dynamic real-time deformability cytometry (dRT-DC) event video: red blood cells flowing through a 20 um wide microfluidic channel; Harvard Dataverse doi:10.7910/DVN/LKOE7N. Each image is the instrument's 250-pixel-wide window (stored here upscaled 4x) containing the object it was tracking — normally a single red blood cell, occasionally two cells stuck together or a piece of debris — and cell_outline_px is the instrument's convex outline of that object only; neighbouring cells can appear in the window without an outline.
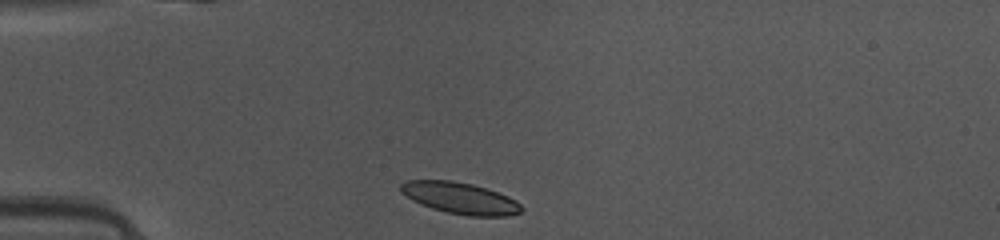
{"species": "common noctule bat (a hibernating species)", "species_latin": "Nyctalus noctula", "temperature_condition": "warm", "stored_images_in_passage": 36, "camera_frame_rate_fps": 3000, "um_per_image_px": 0.085, "animal": {"sex": "female", "body_mass_g": 10.0, "forearm_length_mm": 53.1}, "frame": {"image": 1, "passage_image": 1, "time_ms": 0.0, "image_size_px": [1000, 240], "cell_outline_px": [[524, 208], [520, 212], [508, 216], [468, 216], [448, 212], [432, 208], [412, 200], [400, 192], [400, 184], [404, 180], [452, 180], [472, 184], [508, 196], [516, 200]], "centroid_in_image_um": [39.1, 16.83], "position_along_channel_um": 45.9, "area_um2": 22.08}}
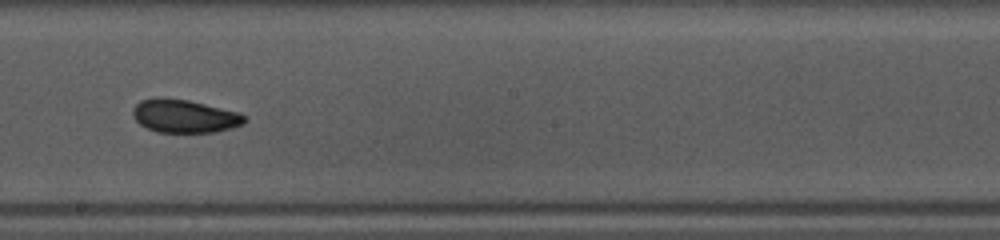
{"frame": {"image": 2, "passage_image": 16, "time_ms": 5.0, "image_size_px": [1000, 240], "cell_outline_px": [[248, 120], [244, 124], [232, 128], [216, 132], [156, 132], [140, 124], [132, 116], [132, 108], [140, 100], [156, 96], [164, 96], [188, 100], [240, 112], [248, 116]], "centroid_in_image_um": [15.69, 9.85], "position_along_channel_um": 232.5, "area_um2": 22.14}}
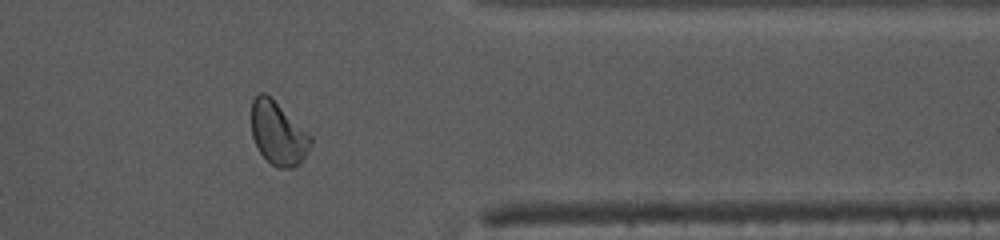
{"frame": {"image": 3, "passage_image": 28, "time_ms": 9.0, "image_size_px": [1000, 240], "cell_outline_px": [[312, 144], [300, 164], [292, 168], [280, 168], [272, 164], [260, 152], [252, 136], [252, 100], [260, 92], [264, 92], [272, 96], [312, 136]], "centroid_in_image_um": [23.66, 11.3], "position_along_channel_um": 387.7, "area_um2": 21.96}, "authors_computed_cell_mechanics": {"area_um2": 21.9929, "velocity_mm_per_s": 4.1245, "shape_relaxation_time_tau1_ms": 4.928, "shape_relaxation_time_tau2_ms": 2.3199, "deformation_change_tau1": 0.1488, "deformation_change_tau2": 0.0828}}